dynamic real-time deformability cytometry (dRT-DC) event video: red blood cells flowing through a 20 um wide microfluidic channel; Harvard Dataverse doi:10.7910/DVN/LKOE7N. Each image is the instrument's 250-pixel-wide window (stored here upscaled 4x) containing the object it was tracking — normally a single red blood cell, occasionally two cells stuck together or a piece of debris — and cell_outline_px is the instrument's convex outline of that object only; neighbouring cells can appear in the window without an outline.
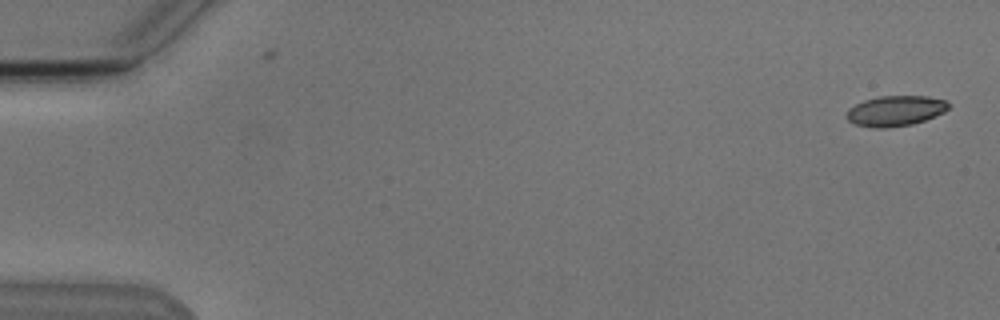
{"species": "Egyptian fruit bat (a non-hibernating species)", "species_latin": "Rousettus aegyptiacus", "temperature_condition": "cold", "stored_images_in_passage": 5, "camera_frame_rate_fps": 3000, "um_per_image_px": 0.085, "animal": {"sex": "male"}, "frame": {"image": 1, "passage_image": 1, "time_ms": 0.0, "image_size_px": [1000, 320], "cell_outline_px": [[948, 108], [944, 112], [924, 120], [912, 124], [888, 128], [876, 128], [856, 124], [848, 120], [844, 116], [848, 108], [864, 100], [880, 96], [928, 96], [944, 100], [948, 104]], "centroid_in_image_um": [76.07, 9.42], "position_along_channel_um": 8.9, "area_um2": 17.98}}
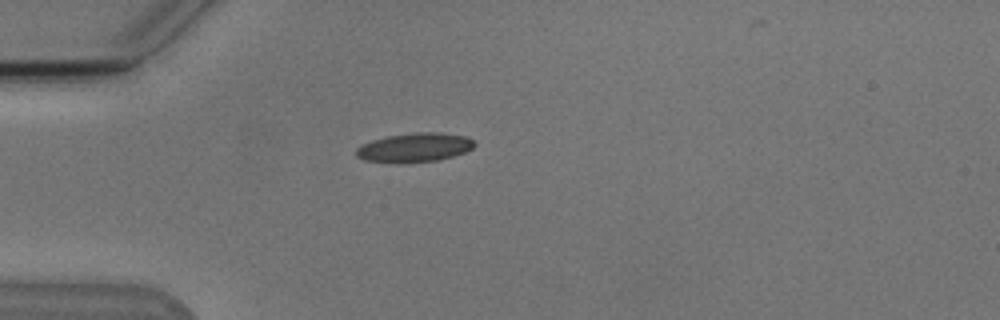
{"frame": {"image": 2, "passage_image": 5, "time_ms": 4.667, "image_size_px": [1000, 320], "cell_outline_px": [[476, 144], [472, 148], [464, 152], [452, 156], [436, 160], [400, 164], [396, 164], [364, 160], [356, 156], [356, 148], [372, 140], [388, 136], [416, 132], [440, 132], [464, 136], [472, 140]], "centroid_in_image_um": [35.2, 12.55], "position_along_channel_um": 49.8, "area_um2": 20.06}}